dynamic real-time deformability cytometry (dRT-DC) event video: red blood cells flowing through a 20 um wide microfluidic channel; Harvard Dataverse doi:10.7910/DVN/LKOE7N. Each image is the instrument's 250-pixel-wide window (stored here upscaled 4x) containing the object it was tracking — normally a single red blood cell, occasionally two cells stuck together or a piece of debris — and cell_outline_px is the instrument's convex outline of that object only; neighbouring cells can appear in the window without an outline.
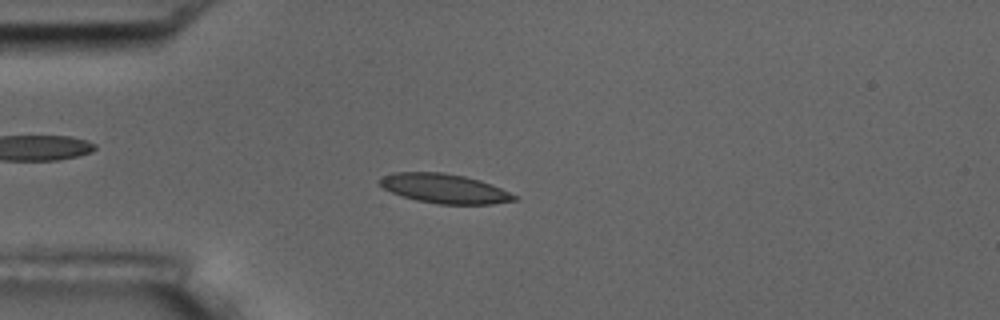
{"species": "common noctule bat (a hibernating species)", "species_latin": "Nyctalus noctula", "temperature_condition": "room temperature", "stored_images_in_passage": 5, "camera_frame_rate_fps": 3000, "um_per_image_px": 0.085, "animal": {"sex": "male", "body_mass_g": 17.5, "forearm_length_mm": 52.3}, "frame": {"image": 1, "passage_image": 5, "time_ms": 1.333, "image_size_px": [1000, 320], "cell_outline_px": [[516, 200], [492, 204], [440, 204], [416, 200], [392, 192], [384, 188], [376, 180], [392, 172], [444, 172], [464, 176], [480, 180], [500, 188], [516, 196]], "centroid_in_image_um": [37.75, 16.02], "position_along_channel_um": 47.3, "area_um2": 22.83}}